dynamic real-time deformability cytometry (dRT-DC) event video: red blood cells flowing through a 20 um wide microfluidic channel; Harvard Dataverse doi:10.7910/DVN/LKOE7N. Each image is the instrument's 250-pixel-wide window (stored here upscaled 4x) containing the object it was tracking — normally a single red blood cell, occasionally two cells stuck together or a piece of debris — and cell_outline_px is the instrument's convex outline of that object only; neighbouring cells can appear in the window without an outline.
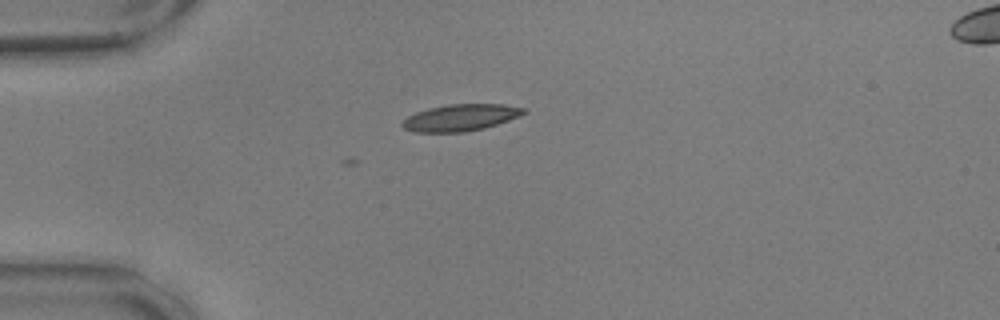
{"species": "common noctule bat (a hibernating species)", "species_latin": "Nyctalus noctula", "temperature_condition": "warm", "stored_images_in_passage": 4, "camera_frame_rate_fps": 3000, "um_per_image_px": 0.085, "animal": {"sex": "male", "body_mass_g": 17.9, "forearm_length_mm": 54.2}, "frame": {"image": 1, "passage_image": 1, "time_ms": 0.0, "image_size_px": [1000, 320], "cell_outline_px": [[528, 112], [520, 116], [484, 128], [464, 132], [416, 132], [404, 128], [400, 124], [408, 116], [416, 112], [428, 108], [448, 104], [504, 104], [528, 108]], "centroid_in_image_um": [39.19, 9.98], "position_along_channel_um": 45.8, "area_um2": 18.96}}